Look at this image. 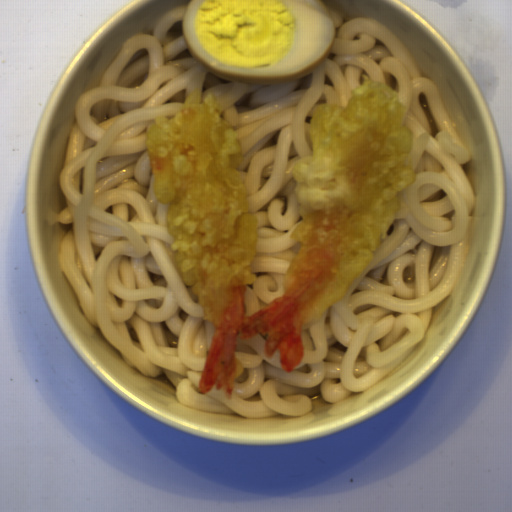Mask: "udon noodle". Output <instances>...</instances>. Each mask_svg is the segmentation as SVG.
<instances>
[{
    "label": "udon noodle",
    "mask_w": 512,
    "mask_h": 512,
    "mask_svg": "<svg viewBox=\"0 0 512 512\" xmlns=\"http://www.w3.org/2000/svg\"><path fill=\"white\" fill-rule=\"evenodd\" d=\"M186 5L166 11L151 33L130 35L98 86L74 104L59 184L66 199L57 218L72 225L58 263L88 321L126 364L165 374L187 408L257 419L309 413L315 395L330 403L364 393L424 340L435 306L456 285L475 220V193L465 164L473 153L448 115L440 87L422 75L402 41L375 18L335 28L327 58L283 84L224 79L191 54L183 33ZM380 80L408 108L417 181L403 190L378 252L344 299L301 329L304 358L283 371L265 337L239 339L232 399L200 395L198 380L213 326L171 260L173 237L164 203L152 190L145 134L160 116L173 118L187 97L212 93L240 136L239 172L259 221L257 276L247 287L252 315L283 293L299 243L290 235L301 215L292 168L312 156L309 126L318 105L346 108L363 77Z\"/></svg>",
    "instance_id": "obj_1"
}]
</instances>
